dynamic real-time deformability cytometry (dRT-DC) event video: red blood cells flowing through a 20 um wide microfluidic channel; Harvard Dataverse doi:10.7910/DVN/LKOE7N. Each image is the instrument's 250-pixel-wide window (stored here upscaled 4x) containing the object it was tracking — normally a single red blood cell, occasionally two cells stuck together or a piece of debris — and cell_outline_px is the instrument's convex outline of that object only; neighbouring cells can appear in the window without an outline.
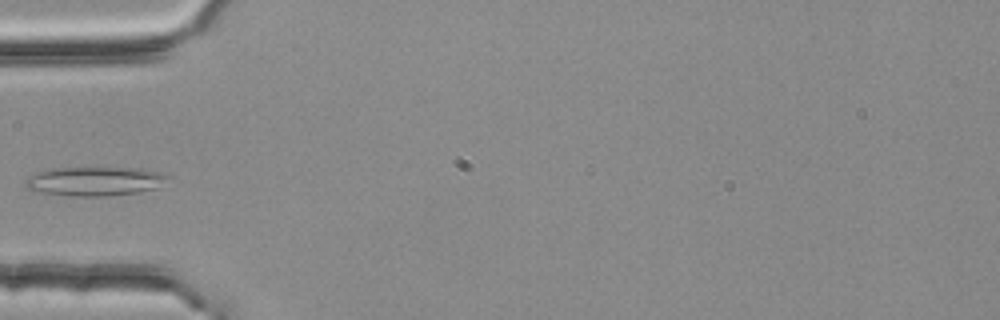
{"species": "common noctule bat (a hibernating species)", "species_latin": "Nyctalus noctula", "temperature_condition": "room temperature", "stored_images_in_passage": 4, "camera_frame_rate_fps": 3000, "um_per_image_px": 0.085, "animal": {"sex": "female", "body_mass_g": 25.1}, "frame": {"image": 1, "passage_image": 4, "time_ms": 1.0, "image_size_px": [1000, 320], "cell_outline_px": [[168, 176], [156, 188], [140, 192], [108, 196], [76, 196], [40, 192], [28, 188], [24, 184], [36, 172], [44, 168], [140, 168], [164, 172]], "centroid_in_image_um": [8.07, 15.39], "position_along_channel_um": 76.9, "area_um2": 23.93}}